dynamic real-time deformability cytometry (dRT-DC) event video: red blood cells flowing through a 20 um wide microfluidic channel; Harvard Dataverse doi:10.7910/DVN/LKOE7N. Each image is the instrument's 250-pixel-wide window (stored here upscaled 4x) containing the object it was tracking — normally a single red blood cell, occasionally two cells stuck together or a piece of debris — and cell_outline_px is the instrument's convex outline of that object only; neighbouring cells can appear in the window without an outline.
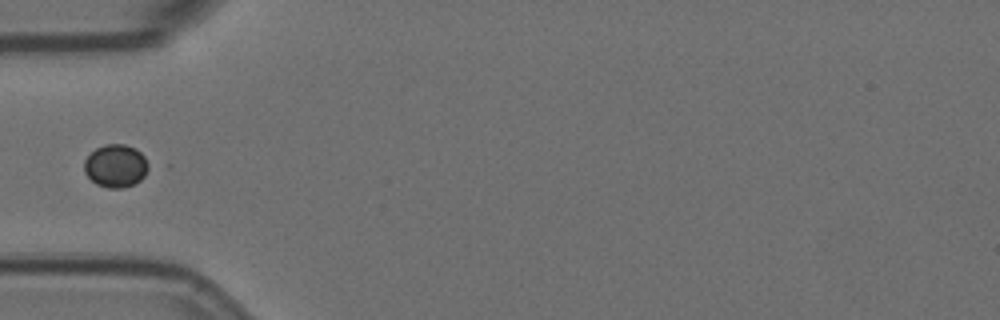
{"species": "Egyptian fruit bat (a non-hibernating species)", "species_latin": "Rousettus aegyptiacus", "temperature_condition": "room temperature", "stored_images_in_passage": 5, "camera_frame_rate_fps": 3000, "um_per_image_px": 0.085, "animal": {"sex": "female"}, "frame": {"image": 1, "passage_image": 5, "time_ms": 1.333, "image_size_px": [1000, 320], "cell_outline_px": [[152, 168], [136, 184], [124, 188], [108, 188], [96, 184], [84, 172], [84, 160], [96, 148], [104, 144], [124, 144], [136, 148], [152, 164]], "centroid_in_image_um": [9.9, 14.1], "position_along_channel_um": 75.1, "area_um2": 16.47}}